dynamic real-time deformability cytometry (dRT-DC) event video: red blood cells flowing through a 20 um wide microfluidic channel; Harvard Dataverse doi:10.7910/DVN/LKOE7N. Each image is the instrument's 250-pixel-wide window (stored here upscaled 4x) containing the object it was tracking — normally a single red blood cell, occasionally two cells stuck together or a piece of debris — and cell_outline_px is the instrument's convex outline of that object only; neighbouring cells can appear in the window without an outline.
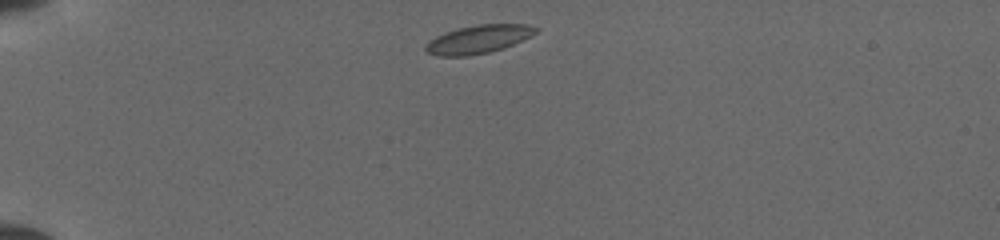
{"species": "common noctule bat (a hibernating species)", "species_latin": "Nyctalus noctula", "temperature_condition": "cold", "stored_images_in_passage": 38, "camera_frame_rate_fps": 3000, "um_per_image_px": 0.085, "animal": {"sex": "female", "body_mass_g": 19.5, "forearm_length_mm": 54.1}, "frame": {"image": 1, "passage_image": 1, "time_ms": 0.0, "image_size_px": [1000, 240], "cell_outline_px": [[540, 28], [532, 36], [504, 48], [488, 52], [468, 56], [436, 56], [428, 52], [424, 48], [428, 40], [436, 36], [460, 28], [476, 24], [528, 24]], "centroid_in_image_um": [40.69, 3.33], "position_along_channel_um": 44.3, "area_um2": 18.15}}
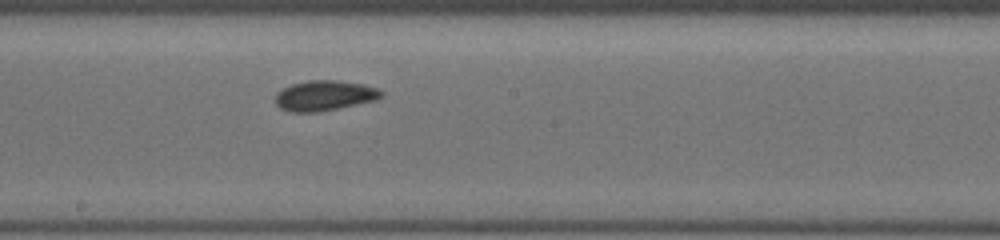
{"frame": {"image": 2, "passage_image": 17, "time_ms": 5.333, "image_size_px": [1000, 240], "cell_outline_px": [[384, 96], [376, 100], [316, 112], [288, 112], [280, 108], [276, 104], [276, 92], [292, 84], [308, 80], [336, 80], [364, 84], [376, 88], [384, 92]], "centroid_in_image_um": [27.58, 8.12], "position_along_channel_um": 220.6, "area_um2": 18.61}}
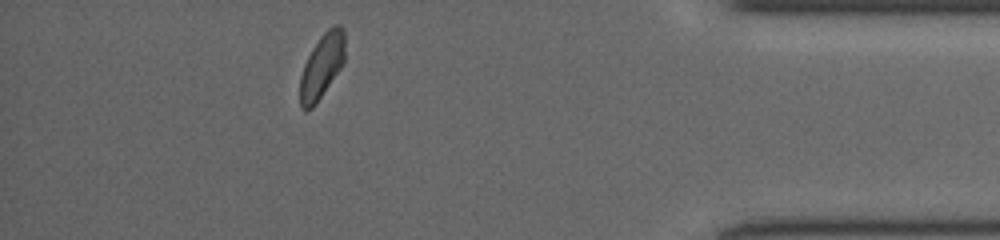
{"frame": {"image": 3, "passage_image": 33, "time_ms": 10.667, "image_size_px": [1000, 240], "cell_outline_px": [[344, 60], [340, 68], [312, 108], [300, 108], [300, 76], [304, 64], [312, 48], [320, 36], [332, 24], [340, 24], [344, 28]], "centroid_in_image_um": [27.36, 5.55], "position_along_channel_um": 407.8, "area_um2": 16.59}}